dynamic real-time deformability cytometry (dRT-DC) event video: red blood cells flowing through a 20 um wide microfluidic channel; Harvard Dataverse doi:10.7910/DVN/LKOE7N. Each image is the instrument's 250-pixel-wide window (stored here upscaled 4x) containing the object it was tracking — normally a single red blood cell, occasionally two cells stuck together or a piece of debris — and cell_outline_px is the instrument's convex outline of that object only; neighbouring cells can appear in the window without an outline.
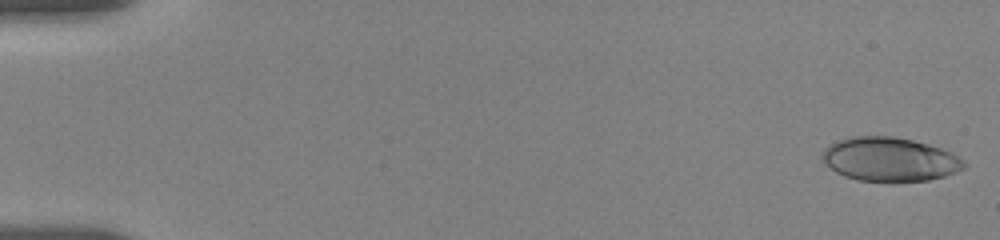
{"species": "human", "species_latin": "Homo sapiens", "temperature_condition": "room temperature", "stored_images_in_passage": 59, "camera_frame_rate_fps": 3000, "um_per_image_px": 0.085, "donor": {"sex": "female"}, "frame": {"image": 1, "passage_image": 1, "time_ms": 0.0, "image_size_px": [1000, 240], "cell_outline_px": [[968, 164], [964, 168], [956, 172], [944, 176], [928, 180], [892, 184], [860, 180], [844, 176], [836, 172], [824, 160], [824, 148], [828, 144], [836, 140], [852, 136], [892, 136], [912, 140], [928, 144], [952, 152], [964, 160]], "centroid_in_image_um": [75.66, 13.57], "position_along_channel_um": 9.3, "area_um2": 36.82}}
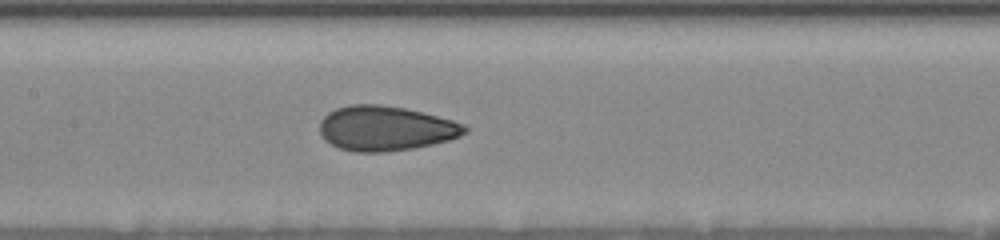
{"frame": {"image": 2, "passage_image": 33, "time_ms": 8.667, "image_size_px": [1000, 240], "cell_outline_px": [[468, 132], [460, 136], [448, 140], [432, 144], [412, 148], [388, 152], [352, 152], [340, 148], [324, 140], [320, 132], [320, 120], [328, 112], [336, 108], [348, 104], [380, 104], [404, 108], [452, 120], [464, 124], [468, 128]], "centroid_in_image_um": [32.75, 10.91], "position_along_channel_um": 174.6, "area_um2": 37.92}}
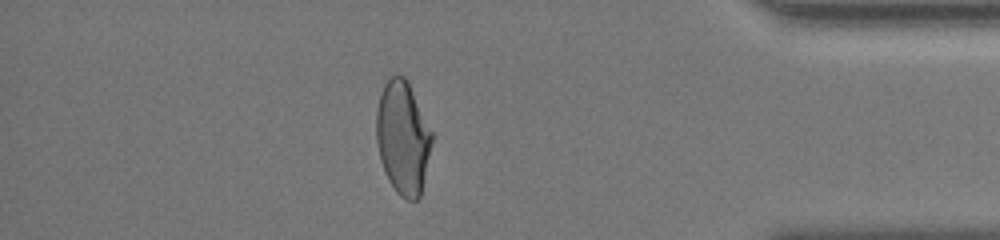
{"frame": {"image": 3, "passage_image": 56, "time_ms": 15.667, "image_size_px": [1000, 240], "cell_outline_px": [[432, 140], [420, 196], [416, 200], [408, 200], [400, 196], [396, 192], [388, 180], [384, 172], [380, 160], [376, 140], [376, 112], [380, 92], [384, 84], [392, 76], [404, 76], [408, 80], [432, 132]], "centroid_in_image_um": [34.22, 11.7], "position_along_channel_um": 401.0, "area_um2": 36.53}, "authors_computed_cell_mechanics": {"area_um2": 37.0498, "velocity_mm_per_s": 3.6611, "shape_relaxation_time_tau1_ms": 6.982, "shape_relaxation_time_tau2_ms": 1.0409, "deformation_change_tau1": 0.1876, "deformation_change_tau2": 0.0699}}